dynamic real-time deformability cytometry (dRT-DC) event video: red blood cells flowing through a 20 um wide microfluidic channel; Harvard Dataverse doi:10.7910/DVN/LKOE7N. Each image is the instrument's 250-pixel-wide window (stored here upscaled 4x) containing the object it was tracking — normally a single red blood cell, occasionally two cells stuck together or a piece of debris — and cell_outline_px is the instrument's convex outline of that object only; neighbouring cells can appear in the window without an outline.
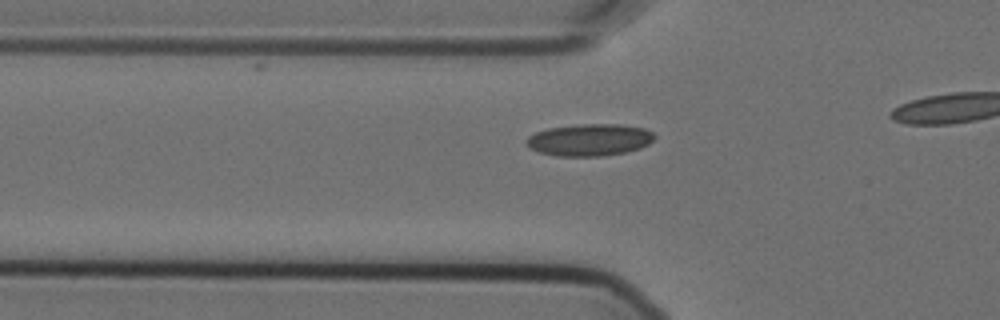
{"species": "Egyptian fruit bat (a non-hibernating species)", "species_latin": "Rousettus aegyptiacus", "temperature_condition": "cold", "stored_images_in_passage": 21, "camera_frame_rate_fps": 3000, "um_per_image_px": 0.085, "animal": {"sex": "female"}, "frame": {"image": 1, "passage_image": 15, "time_ms": 4.667, "image_size_px": [1000, 320], "cell_outline_px": [[656, 136], [648, 144], [640, 148], [624, 152], [600, 156], [556, 156], [540, 152], [528, 148], [524, 140], [528, 136], [536, 132], [548, 128], [580, 124], [620, 124], [644, 128], [652, 132]], "centroid_in_image_um": [50.08, 11.88], "position_along_channel_um": 75.7, "area_um2": 23.93}}